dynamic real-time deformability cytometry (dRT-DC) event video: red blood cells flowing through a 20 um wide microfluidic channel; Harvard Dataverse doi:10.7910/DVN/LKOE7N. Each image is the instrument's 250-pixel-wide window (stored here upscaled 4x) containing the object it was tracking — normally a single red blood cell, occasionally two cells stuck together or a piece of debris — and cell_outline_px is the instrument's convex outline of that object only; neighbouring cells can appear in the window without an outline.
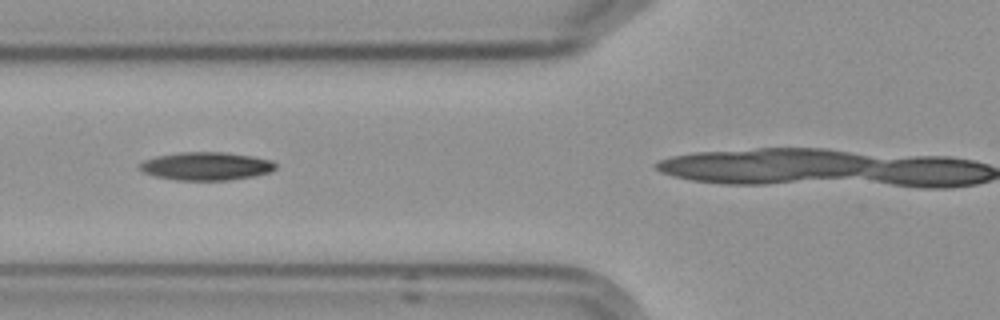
{"species": "Egyptian fruit bat (a non-hibernating species)", "species_latin": "Rousettus aegyptiacus", "temperature_condition": "cold", "stored_images_in_passage": 5, "camera_frame_rate_fps": 3000, "um_per_image_px": 0.085, "frame": {"image": 1, "passage_image": 4, "time_ms": 3.333, "image_size_px": [1000, 320], "cell_outline_px": [[276, 168], [268, 172], [252, 176], [228, 180], [176, 180], [156, 176], [144, 172], [140, 168], [140, 164], [144, 160], [156, 156], [180, 152], [224, 152], [252, 156], [272, 160], [276, 164]], "centroid_in_image_um": [17.53, 14.11], "position_along_channel_um": 108.3, "area_um2": 22.08}}